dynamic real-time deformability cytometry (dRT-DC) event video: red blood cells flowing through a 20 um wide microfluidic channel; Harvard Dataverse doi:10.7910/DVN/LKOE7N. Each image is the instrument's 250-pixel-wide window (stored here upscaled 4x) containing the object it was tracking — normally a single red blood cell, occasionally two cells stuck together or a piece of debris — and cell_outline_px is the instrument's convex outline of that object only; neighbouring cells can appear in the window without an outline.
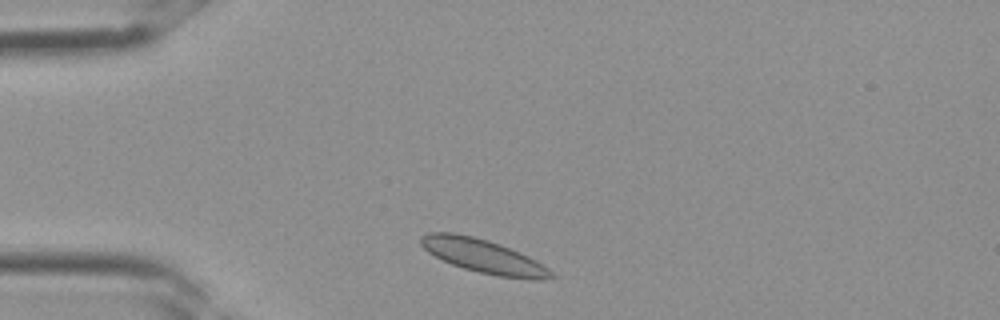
{"species": "Egyptian fruit bat (a non-hibernating species)", "species_latin": "Rousettus aegyptiacus", "temperature_condition": "room temperature", "stored_images_in_passage": 1, "camera_frame_rate_fps": 3000, "um_per_image_px": 0.085, "frame": {"image": 1, "passage_image": 1, "time_ms": 0.0, "image_size_px": [1000, 320], "cell_outline_px": [[556, 276], [552, 280], [528, 280], [496, 276], [464, 268], [452, 264], [428, 252], [420, 244], [420, 236], [428, 232], [452, 232], [472, 236], [488, 240], [500, 244], [520, 252], [536, 260], [548, 268]], "centroid_in_image_um": [41.15, 21.79], "position_along_channel_um": 43.9, "area_um2": 25.78}}